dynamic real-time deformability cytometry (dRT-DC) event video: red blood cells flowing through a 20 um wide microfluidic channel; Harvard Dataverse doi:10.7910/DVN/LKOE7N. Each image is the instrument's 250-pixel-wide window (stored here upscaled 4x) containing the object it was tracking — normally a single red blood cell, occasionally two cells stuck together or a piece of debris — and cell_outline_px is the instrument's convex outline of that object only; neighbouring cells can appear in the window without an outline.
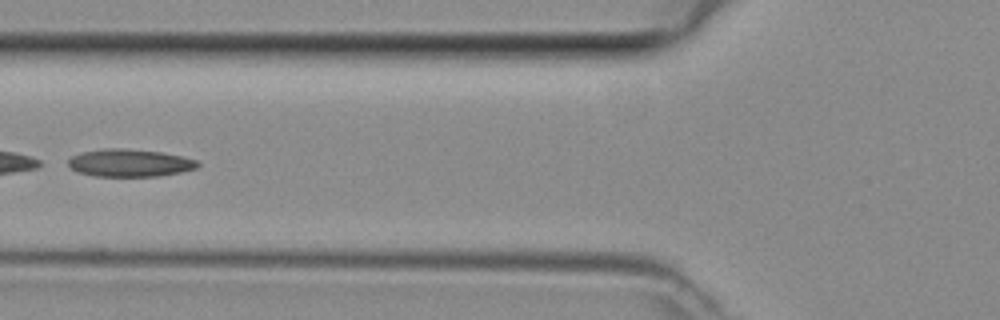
{"species": "common noctule bat (a hibernating species)", "species_latin": "Nyctalus noctula", "temperature_condition": "room temperature", "stored_images_in_passage": 5, "camera_frame_rate_fps": 3000, "um_per_image_px": 0.085, "animal": {"sex": "female", "body_mass_g": 29.2, "forearm_length_mm": 56.3}, "frame": {"image": 1, "passage_image": 4, "time_ms": 1.0, "image_size_px": [1000, 320], "cell_outline_px": [[200, 164], [196, 168], [180, 172], [160, 176], [96, 176], [76, 172], [68, 164], [68, 160], [72, 156], [84, 152], [108, 148], [120, 148], [160, 152], [180, 156], [196, 160]], "centroid_in_image_um": [11.02, 13.86], "position_along_channel_um": 114.8, "area_um2": 20.52}}
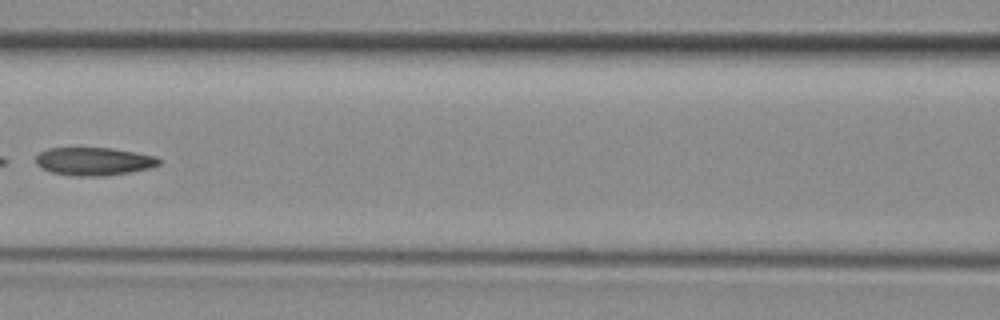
{"frame": {"image": 2, "passage_image": 5, "time_ms": 1.333, "image_size_px": [1000, 320], "cell_outline_px": [[160, 164], [152, 168], [132, 172], [104, 176], [72, 176], [52, 172], [40, 168], [36, 164], [36, 156], [40, 152], [48, 148], [112, 148], [156, 156], [160, 160]], "centroid_in_image_um": [7.99, 13.72], "position_along_channel_um": 158.6, "area_um2": 20.29}}